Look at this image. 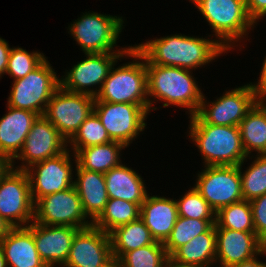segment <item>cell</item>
I'll return each mask as SVG.
<instances>
[{"instance_id": "obj_1", "label": "cell", "mask_w": 266, "mask_h": 267, "mask_svg": "<svg viewBox=\"0 0 266 267\" xmlns=\"http://www.w3.org/2000/svg\"><path fill=\"white\" fill-rule=\"evenodd\" d=\"M133 47L145 58L146 64L180 67L188 70L200 68L227 51L217 39L182 34L160 37Z\"/></svg>"}, {"instance_id": "obj_2", "label": "cell", "mask_w": 266, "mask_h": 267, "mask_svg": "<svg viewBox=\"0 0 266 267\" xmlns=\"http://www.w3.org/2000/svg\"><path fill=\"white\" fill-rule=\"evenodd\" d=\"M148 98L164 101L169 105L188 109L190 116L195 115L202 101L201 92L191 70L180 67L146 64Z\"/></svg>"}, {"instance_id": "obj_3", "label": "cell", "mask_w": 266, "mask_h": 267, "mask_svg": "<svg viewBox=\"0 0 266 267\" xmlns=\"http://www.w3.org/2000/svg\"><path fill=\"white\" fill-rule=\"evenodd\" d=\"M126 56L133 57L135 62L117 68H114V64L95 96V101L149 105V111L156 110V107H152L155 101L148 98L145 58L133 46L126 52Z\"/></svg>"}, {"instance_id": "obj_4", "label": "cell", "mask_w": 266, "mask_h": 267, "mask_svg": "<svg viewBox=\"0 0 266 267\" xmlns=\"http://www.w3.org/2000/svg\"><path fill=\"white\" fill-rule=\"evenodd\" d=\"M189 136L205 166H238L247 160L238 126L190 124Z\"/></svg>"}, {"instance_id": "obj_5", "label": "cell", "mask_w": 266, "mask_h": 267, "mask_svg": "<svg viewBox=\"0 0 266 267\" xmlns=\"http://www.w3.org/2000/svg\"><path fill=\"white\" fill-rule=\"evenodd\" d=\"M215 32L218 43L227 51L245 38L256 24L249 17L245 0H190ZM232 46V47H231Z\"/></svg>"}, {"instance_id": "obj_6", "label": "cell", "mask_w": 266, "mask_h": 267, "mask_svg": "<svg viewBox=\"0 0 266 267\" xmlns=\"http://www.w3.org/2000/svg\"><path fill=\"white\" fill-rule=\"evenodd\" d=\"M123 23L120 16L86 12L68 29L85 54L127 52L131 46L114 50V47H118L116 42L124 28Z\"/></svg>"}, {"instance_id": "obj_7", "label": "cell", "mask_w": 266, "mask_h": 267, "mask_svg": "<svg viewBox=\"0 0 266 267\" xmlns=\"http://www.w3.org/2000/svg\"><path fill=\"white\" fill-rule=\"evenodd\" d=\"M56 74L45 59L25 77L13 81L6 105L43 116L47 103L60 87V78Z\"/></svg>"}, {"instance_id": "obj_8", "label": "cell", "mask_w": 266, "mask_h": 267, "mask_svg": "<svg viewBox=\"0 0 266 267\" xmlns=\"http://www.w3.org/2000/svg\"><path fill=\"white\" fill-rule=\"evenodd\" d=\"M260 99L250 84L243 85L207 103L202 96L199 109L190 117V124H213L218 126H239L247 112Z\"/></svg>"}, {"instance_id": "obj_9", "label": "cell", "mask_w": 266, "mask_h": 267, "mask_svg": "<svg viewBox=\"0 0 266 267\" xmlns=\"http://www.w3.org/2000/svg\"><path fill=\"white\" fill-rule=\"evenodd\" d=\"M94 112L110 139L128 147L146 128L145 120L150 111L149 105L95 101Z\"/></svg>"}, {"instance_id": "obj_10", "label": "cell", "mask_w": 266, "mask_h": 267, "mask_svg": "<svg viewBox=\"0 0 266 267\" xmlns=\"http://www.w3.org/2000/svg\"><path fill=\"white\" fill-rule=\"evenodd\" d=\"M0 216L12 227L33 222L34 202L25 170L10 167L0 179Z\"/></svg>"}, {"instance_id": "obj_11", "label": "cell", "mask_w": 266, "mask_h": 267, "mask_svg": "<svg viewBox=\"0 0 266 267\" xmlns=\"http://www.w3.org/2000/svg\"><path fill=\"white\" fill-rule=\"evenodd\" d=\"M95 97L73 93L61 86L47 103L43 116L49 120L68 142L86 118L94 112Z\"/></svg>"}, {"instance_id": "obj_12", "label": "cell", "mask_w": 266, "mask_h": 267, "mask_svg": "<svg viewBox=\"0 0 266 267\" xmlns=\"http://www.w3.org/2000/svg\"><path fill=\"white\" fill-rule=\"evenodd\" d=\"M87 218L75 186L43 196L34 203L33 222L39 224L83 229L93 225Z\"/></svg>"}, {"instance_id": "obj_13", "label": "cell", "mask_w": 266, "mask_h": 267, "mask_svg": "<svg viewBox=\"0 0 266 267\" xmlns=\"http://www.w3.org/2000/svg\"><path fill=\"white\" fill-rule=\"evenodd\" d=\"M195 188L217 213L221 208L243 200L239 166H204Z\"/></svg>"}, {"instance_id": "obj_14", "label": "cell", "mask_w": 266, "mask_h": 267, "mask_svg": "<svg viewBox=\"0 0 266 267\" xmlns=\"http://www.w3.org/2000/svg\"><path fill=\"white\" fill-rule=\"evenodd\" d=\"M86 59L78 62L69 72L60 78V86L69 92L84 93L95 97L112 66L117 63L119 58L126 56V52L113 53H89L85 54ZM98 89H93L97 86ZM92 88L90 89V87ZM89 87V88H88Z\"/></svg>"}, {"instance_id": "obj_15", "label": "cell", "mask_w": 266, "mask_h": 267, "mask_svg": "<svg viewBox=\"0 0 266 267\" xmlns=\"http://www.w3.org/2000/svg\"><path fill=\"white\" fill-rule=\"evenodd\" d=\"M69 148L61 154L34 163L25 169L29 182L33 202L48 194L67 190L74 186L72 175L73 165L69 155Z\"/></svg>"}, {"instance_id": "obj_16", "label": "cell", "mask_w": 266, "mask_h": 267, "mask_svg": "<svg viewBox=\"0 0 266 267\" xmlns=\"http://www.w3.org/2000/svg\"><path fill=\"white\" fill-rule=\"evenodd\" d=\"M67 146V141L60 135L58 129L44 116H39L33 123L22 150L14 158L22 161V165L15 168L25 170L34 163L61 154Z\"/></svg>"}, {"instance_id": "obj_17", "label": "cell", "mask_w": 266, "mask_h": 267, "mask_svg": "<svg viewBox=\"0 0 266 267\" xmlns=\"http://www.w3.org/2000/svg\"><path fill=\"white\" fill-rule=\"evenodd\" d=\"M111 257L110 235L91 225L76 232L63 267H100Z\"/></svg>"}, {"instance_id": "obj_18", "label": "cell", "mask_w": 266, "mask_h": 267, "mask_svg": "<svg viewBox=\"0 0 266 267\" xmlns=\"http://www.w3.org/2000/svg\"><path fill=\"white\" fill-rule=\"evenodd\" d=\"M27 227L33 233L38 254L46 266L63 267L68 259L72 240L79 228L43 225L37 222H32Z\"/></svg>"}, {"instance_id": "obj_19", "label": "cell", "mask_w": 266, "mask_h": 267, "mask_svg": "<svg viewBox=\"0 0 266 267\" xmlns=\"http://www.w3.org/2000/svg\"><path fill=\"white\" fill-rule=\"evenodd\" d=\"M266 254L255 232L216 228V259L220 267H229Z\"/></svg>"}, {"instance_id": "obj_20", "label": "cell", "mask_w": 266, "mask_h": 267, "mask_svg": "<svg viewBox=\"0 0 266 267\" xmlns=\"http://www.w3.org/2000/svg\"><path fill=\"white\" fill-rule=\"evenodd\" d=\"M7 113L0 118V153L4 154L14 168V158L19 154L38 114L7 106Z\"/></svg>"}, {"instance_id": "obj_21", "label": "cell", "mask_w": 266, "mask_h": 267, "mask_svg": "<svg viewBox=\"0 0 266 267\" xmlns=\"http://www.w3.org/2000/svg\"><path fill=\"white\" fill-rule=\"evenodd\" d=\"M178 217L177 203L174 199L147 194L140 206V218L155 241L164 243L167 240Z\"/></svg>"}, {"instance_id": "obj_22", "label": "cell", "mask_w": 266, "mask_h": 267, "mask_svg": "<svg viewBox=\"0 0 266 267\" xmlns=\"http://www.w3.org/2000/svg\"><path fill=\"white\" fill-rule=\"evenodd\" d=\"M8 267H47L38 254L33 233L26 227H13L1 240Z\"/></svg>"}, {"instance_id": "obj_23", "label": "cell", "mask_w": 266, "mask_h": 267, "mask_svg": "<svg viewBox=\"0 0 266 267\" xmlns=\"http://www.w3.org/2000/svg\"><path fill=\"white\" fill-rule=\"evenodd\" d=\"M77 178L74 186L82 202L83 211L94 222L104 211L108 194L104 174L90 171L75 165ZM92 219V220H91Z\"/></svg>"}, {"instance_id": "obj_24", "label": "cell", "mask_w": 266, "mask_h": 267, "mask_svg": "<svg viewBox=\"0 0 266 267\" xmlns=\"http://www.w3.org/2000/svg\"><path fill=\"white\" fill-rule=\"evenodd\" d=\"M216 259V228L215 224L185 245L179 247L170 257L172 267L211 266Z\"/></svg>"}, {"instance_id": "obj_25", "label": "cell", "mask_w": 266, "mask_h": 267, "mask_svg": "<svg viewBox=\"0 0 266 267\" xmlns=\"http://www.w3.org/2000/svg\"><path fill=\"white\" fill-rule=\"evenodd\" d=\"M109 199H122L142 205L147 190L143 178L124 164L110 169L104 174Z\"/></svg>"}, {"instance_id": "obj_26", "label": "cell", "mask_w": 266, "mask_h": 267, "mask_svg": "<svg viewBox=\"0 0 266 267\" xmlns=\"http://www.w3.org/2000/svg\"><path fill=\"white\" fill-rule=\"evenodd\" d=\"M238 127L247 157L252 151L266 154V97L254 104Z\"/></svg>"}, {"instance_id": "obj_27", "label": "cell", "mask_w": 266, "mask_h": 267, "mask_svg": "<svg viewBox=\"0 0 266 267\" xmlns=\"http://www.w3.org/2000/svg\"><path fill=\"white\" fill-rule=\"evenodd\" d=\"M123 144L111 141L107 144L94 145L77 150L73 155L79 167L105 174L121 164Z\"/></svg>"}, {"instance_id": "obj_28", "label": "cell", "mask_w": 266, "mask_h": 267, "mask_svg": "<svg viewBox=\"0 0 266 267\" xmlns=\"http://www.w3.org/2000/svg\"><path fill=\"white\" fill-rule=\"evenodd\" d=\"M112 256L120 258L125 252L153 244L155 239L139 217L128 224L116 227L109 233Z\"/></svg>"}, {"instance_id": "obj_29", "label": "cell", "mask_w": 266, "mask_h": 267, "mask_svg": "<svg viewBox=\"0 0 266 267\" xmlns=\"http://www.w3.org/2000/svg\"><path fill=\"white\" fill-rule=\"evenodd\" d=\"M140 217V206L122 199H109L104 211L93 222L100 230L110 233L116 227L128 224Z\"/></svg>"}, {"instance_id": "obj_30", "label": "cell", "mask_w": 266, "mask_h": 267, "mask_svg": "<svg viewBox=\"0 0 266 267\" xmlns=\"http://www.w3.org/2000/svg\"><path fill=\"white\" fill-rule=\"evenodd\" d=\"M215 223L216 219H193L179 216L170 236L163 243L168 257L196 236L207 232Z\"/></svg>"}, {"instance_id": "obj_31", "label": "cell", "mask_w": 266, "mask_h": 267, "mask_svg": "<svg viewBox=\"0 0 266 267\" xmlns=\"http://www.w3.org/2000/svg\"><path fill=\"white\" fill-rule=\"evenodd\" d=\"M215 228L255 232L250 202L243 199L221 208L216 213Z\"/></svg>"}, {"instance_id": "obj_32", "label": "cell", "mask_w": 266, "mask_h": 267, "mask_svg": "<svg viewBox=\"0 0 266 267\" xmlns=\"http://www.w3.org/2000/svg\"><path fill=\"white\" fill-rule=\"evenodd\" d=\"M123 267H168L169 257L164 244H153L125 252L120 258Z\"/></svg>"}, {"instance_id": "obj_33", "label": "cell", "mask_w": 266, "mask_h": 267, "mask_svg": "<svg viewBox=\"0 0 266 267\" xmlns=\"http://www.w3.org/2000/svg\"><path fill=\"white\" fill-rule=\"evenodd\" d=\"M238 165L241 177L244 200H252L266 193V154L257 155L248 169L242 173V165Z\"/></svg>"}, {"instance_id": "obj_34", "label": "cell", "mask_w": 266, "mask_h": 267, "mask_svg": "<svg viewBox=\"0 0 266 267\" xmlns=\"http://www.w3.org/2000/svg\"><path fill=\"white\" fill-rule=\"evenodd\" d=\"M112 140L107 134L106 129L101 123L100 118L92 112L81 124L75 135L67 142L70 144L73 154L82 148L94 145H102Z\"/></svg>"}, {"instance_id": "obj_35", "label": "cell", "mask_w": 266, "mask_h": 267, "mask_svg": "<svg viewBox=\"0 0 266 267\" xmlns=\"http://www.w3.org/2000/svg\"><path fill=\"white\" fill-rule=\"evenodd\" d=\"M177 203L178 215L193 219H216V212L201 196L199 191L192 187Z\"/></svg>"}, {"instance_id": "obj_36", "label": "cell", "mask_w": 266, "mask_h": 267, "mask_svg": "<svg viewBox=\"0 0 266 267\" xmlns=\"http://www.w3.org/2000/svg\"><path fill=\"white\" fill-rule=\"evenodd\" d=\"M46 57L40 52L33 51L32 53L22 49L11 48L9 60L7 64L6 74L14 78V80L25 77L38 67Z\"/></svg>"}, {"instance_id": "obj_37", "label": "cell", "mask_w": 266, "mask_h": 267, "mask_svg": "<svg viewBox=\"0 0 266 267\" xmlns=\"http://www.w3.org/2000/svg\"><path fill=\"white\" fill-rule=\"evenodd\" d=\"M249 202L251 204L255 234L264 242L266 240V193Z\"/></svg>"}, {"instance_id": "obj_38", "label": "cell", "mask_w": 266, "mask_h": 267, "mask_svg": "<svg viewBox=\"0 0 266 267\" xmlns=\"http://www.w3.org/2000/svg\"><path fill=\"white\" fill-rule=\"evenodd\" d=\"M249 17L257 24L259 19L266 16V0H245Z\"/></svg>"}, {"instance_id": "obj_39", "label": "cell", "mask_w": 266, "mask_h": 267, "mask_svg": "<svg viewBox=\"0 0 266 267\" xmlns=\"http://www.w3.org/2000/svg\"><path fill=\"white\" fill-rule=\"evenodd\" d=\"M10 50L8 42L0 38V77L6 73Z\"/></svg>"}, {"instance_id": "obj_40", "label": "cell", "mask_w": 266, "mask_h": 267, "mask_svg": "<svg viewBox=\"0 0 266 267\" xmlns=\"http://www.w3.org/2000/svg\"><path fill=\"white\" fill-rule=\"evenodd\" d=\"M261 68V75L258 82L256 84L251 83V85L256 89L258 96L263 98L266 97V57Z\"/></svg>"}, {"instance_id": "obj_41", "label": "cell", "mask_w": 266, "mask_h": 267, "mask_svg": "<svg viewBox=\"0 0 266 267\" xmlns=\"http://www.w3.org/2000/svg\"><path fill=\"white\" fill-rule=\"evenodd\" d=\"M256 257L229 267H266V263L259 261Z\"/></svg>"}, {"instance_id": "obj_42", "label": "cell", "mask_w": 266, "mask_h": 267, "mask_svg": "<svg viewBox=\"0 0 266 267\" xmlns=\"http://www.w3.org/2000/svg\"><path fill=\"white\" fill-rule=\"evenodd\" d=\"M11 161L2 153H0V179L10 169Z\"/></svg>"}, {"instance_id": "obj_43", "label": "cell", "mask_w": 266, "mask_h": 267, "mask_svg": "<svg viewBox=\"0 0 266 267\" xmlns=\"http://www.w3.org/2000/svg\"><path fill=\"white\" fill-rule=\"evenodd\" d=\"M13 227L4 218L0 216V240L12 229Z\"/></svg>"}, {"instance_id": "obj_44", "label": "cell", "mask_w": 266, "mask_h": 267, "mask_svg": "<svg viewBox=\"0 0 266 267\" xmlns=\"http://www.w3.org/2000/svg\"><path fill=\"white\" fill-rule=\"evenodd\" d=\"M121 261L118 257L112 256L108 261H106L100 267H121Z\"/></svg>"}, {"instance_id": "obj_45", "label": "cell", "mask_w": 266, "mask_h": 267, "mask_svg": "<svg viewBox=\"0 0 266 267\" xmlns=\"http://www.w3.org/2000/svg\"><path fill=\"white\" fill-rule=\"evenodd\" d=\"M0 267H8L2 250L0 249Z\"/></svg>"}, {"instance_id": "obj_46", "label": "cell", "mask_w": 266, "mask_h": 267, "mask_svg": "<svg viewBox=\"0 0 266 267\" xmlns=\"http://www.w3.org/2000/svg\"><path fill=\"white\" fill-rule=\"evenodd\" d=\"M263 250H264L265 253H266V240L263 242Z\"/></svg>"}, {"instance_id": "obj_47", "label": "cell", "mask_w": 266, "mask_h": 267, "mask_svg": "<svg viewBox=\"0 0 266 267\" xmlns=\"http://www.w3.org/2000/svg\"><path fill=\"white\" fill-rule=\"evenodd\" d=\"M194 267H211V266H194Z\"/></svg>"}]
</instances>
